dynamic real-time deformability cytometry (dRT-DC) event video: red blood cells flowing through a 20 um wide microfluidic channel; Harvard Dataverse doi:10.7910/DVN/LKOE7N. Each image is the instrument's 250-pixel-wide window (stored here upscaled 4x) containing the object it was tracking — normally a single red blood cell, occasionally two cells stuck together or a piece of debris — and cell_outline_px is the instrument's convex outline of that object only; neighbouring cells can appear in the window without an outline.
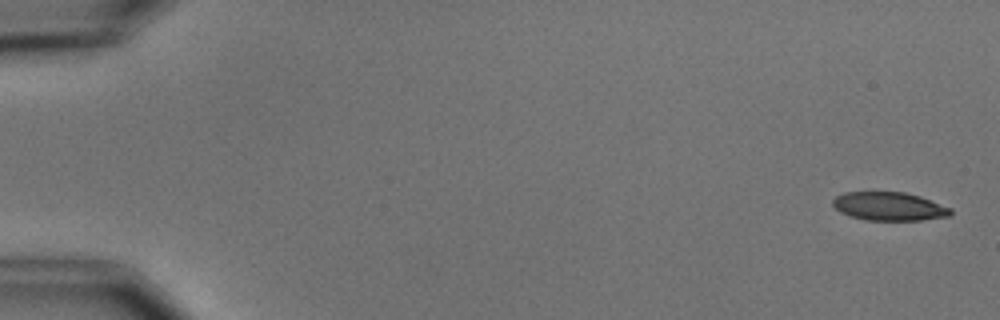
{"species": "common noctule bat (a hibernating species)", "species_latin": "Nyctalus noctula", "temperature_condition": "cold", "stored_images_in_passage": 5, "camera_frame_rate_fps": 3000, "um_per_image_px": 0.085, "animal": {"sex": "male", "body_mass_g": 15.6}, "frame": {"image": 1, "passage_image": 1, "time_ms": 0.0, "image_size_px": [1000, 320], "cell_outline_px": [[952, 216], [920, 220], [864, 220], [848, 216], [840, 212], [832, 204], [832, 200], [836, 196], [844, 192], [904, 192], [920, 196], [952, 208]], "centroid_in_image_um": [75.58, 17.54], "position_along_channel_um": 9.4, "area_um2": 19.71}}
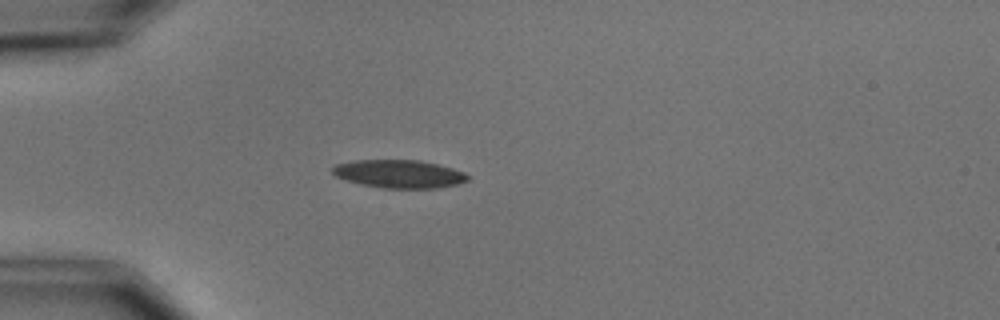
{"frame": {"image": 2, "passage_image": 5, "time_ms": 4.667, "image_size_px": [1000, 320], "cell_outline_px": [[468, 180], [456, 184], [436, 188], [384, 188], [360, 184], [336, 176], [332, 172], [332, 168], [336, 164], [356, 160], [420, 160], [452, 168], [464, 172], [468, 176]], "centroid_in_image_um": [33.92, 14.78], "position_along_channel_um": 51.1, "area_um2": 21.91}}